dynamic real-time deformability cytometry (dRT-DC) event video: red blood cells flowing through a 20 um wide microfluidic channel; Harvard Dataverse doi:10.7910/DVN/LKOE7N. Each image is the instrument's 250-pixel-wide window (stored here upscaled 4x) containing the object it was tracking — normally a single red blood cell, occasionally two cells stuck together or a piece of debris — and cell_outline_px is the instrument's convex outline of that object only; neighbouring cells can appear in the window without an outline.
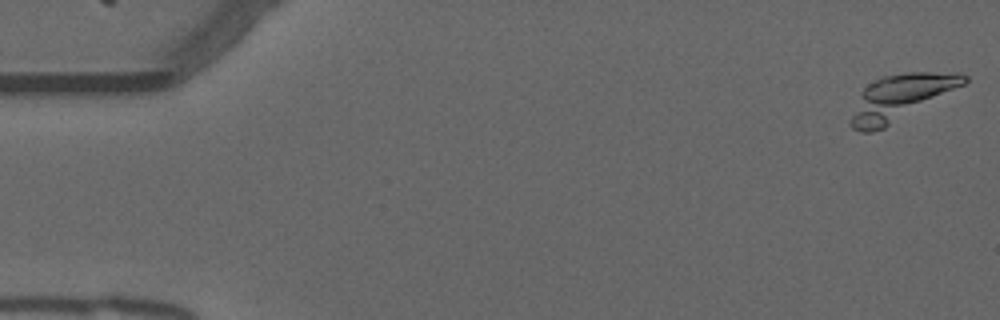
{"species": "common noctule bat (a hibernating species)", "species_latin": "Nyctalus noctula", "temperature_condition": "warm", "stored_images_in_passage": 18, "camera_frame_rate_fps": 3000, "um_per_image_px": 0.085, "animal": {"sex": "male", "forearm_length_mm": 52.5}, "frame": {"image": 1, "passage_image": 1, "time_ms": 0.0, "image_size_px": [1000, 320], "cell_outline_px": [[968, 80], [964, 84], [884, 128], [872, 132], [860, 132], [852, 128], [848, 124], [860, 96], [864, 88], [868, 84], [884, 76], [908, 72], [960, 72], [968, 76]], "centroid_in_image_um": [76.55, 8.27], "position_along_channel_um": 8.5, "area_um2": 29.42}}